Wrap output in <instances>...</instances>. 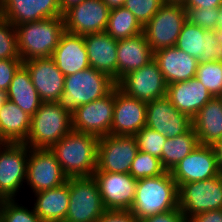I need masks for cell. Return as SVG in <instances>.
<instances>
[{"label": "cell", "mask_w": 222, "mask_h": 222, "mask_svg": "<svg viewBox=\"0 0 222 222\" xmlns=\"http://www.w3.org/2000/svg\"><path fill=\"white\" fill-rule=\"evenodd\" d=\"M98 140L92 134L72 130L50 150L68 178L90 177L97 168Z\"/></svg>", "instance_id": "1"}, {"label": "cell", "mask_w": 222, "mask_h": 222, "mask_svg": "<svg viewBox=\"0 0 222 222\" xmlns=\"http://www.w3.org/2000/svg\"><path fill=\"white\" fill-rule=\"evenodd\" d=\"M179 207L178 186L171 172L137 180L131 214L139 221L143 218Z\"/></svg>", "instance_id": "2"}, {"label": "cell", "mask_w": 222, "mask_h": 222, "mask_svg": "<svg viewBox=\"0 0 222 222\" xmlns=\"http://www.w3.org/2000/svg\"><path fill=\"white\" fill-rule=\"evenodd\" d=\"M21 60L51 57L65 32L63 17H53L15 26Z\"/></svg>", "instance_id": "3"}, {"label": "cell", "mask_w": 222, "mask_h": 222, "mask_svg": "<svg viewBox=\"0 0 222 222\" xmlns=\"http://www.w3.org/2000/svg\"><path fill=\"white\" fill-rule=\"evenodd\" d=\"M116 83L107 74L89 67L65 76L64 90L57 103L71 114L81 105L107 95Z\"/></svg>", "instance_id": "4"}, {"label": "cell", "mask_w": 222, "mask_h": 222, "mask_svg": "<svg viewBox=\"0 0 222 222\" xmlns=\"http://www.w3.org/2000/svg\"><path fill=\"white\" fill-rule=\"evenodd\" d=\"M72 131L71 113L57 102H42L31 117L25 144L30 148L50 149Z\"/></svg>", "instance_id": "5"}, {"label": "cell", "mask_w": 222, "mask_h": 222, "mask_svg": "<svg viewBox=\"0 0 222 222\" xmlns=\"http://www.w3.org/2000/svg\"><path fill=\"white\" fill-rule=\"evenodd\" d=\"M67 182L70 203L64 222H97L106 209L94 178L70 177Z\"/></svg>", "instance_id": "6"}, {"label": "cell", "mask_w": 222, "mask_h": 222, "mask_svg": "<svg viewBox=\"0 0 222 222\" xmlns=\"http://www.w3.org/2000/svg\"><path fill=\"white\" fill-rule=\"evenodd\" d=\"M28 154L25 143H0V200L17 199L26 182Z\"/></svg>", "instance_id": "7"}, {"label": "cell", "mask_w": 222, "mask_h": 222, "mask_svg": "<svg viewBox=\"0 0 222 222\" xmlns=\"http://www.w3.org/2000/svg\"><path fill=\"white\" fill-rule=\"evenodd\" d=\"M179 208L188 220L190 217L222 209V175L203 181L188 182L178 187Z\"/></svg>", "instance_id": "8"}, {"label": "cell", "mask_w": 222, "mask_h": 222, "mask_svg": "<svg viewBox=\"0 0 222 222\" xmlns=\"http://www.w3.org/2000/svg\"><path fill=\"white\" fill-rule=\"evenodd\" d=\"M186 19L181 5L163 4L143 27V33L153 52L175 46Z\"/></svg>", "instance_id": "9"}, {"label": "cell", "mask_w": 222, "mask_h": 222, "mask_svg": "<svg viewBox=\"0 0 222 222\" xmlns=\"http://www.w3.org/2000/svg\"><path fill=\"white\" fill-rule=\"evenodd\" d=\"M115 103V87L104 97L81 105L72 114V130L98 138L110 135Z\"/></svg>", "instance_id": "10"}, {"label": "cell", "mask_w": 222, "mask_h": 222, "mask_svg": "<svg viewBox=\"0 0 222 222\" xmlns=\"http://www.w3.org/2000/svg\"><path fill=\"white\" fill-rule=\"evenodd\" d=\"M139 149L134 136L106 135L97 144V170L129 173Z\"/></svg>", "instance_id": "11"}, {"label": "cell", "mask_w": 222, "mask_h": 222, "mask_svg": "<svg viewBox=\"0 0 222 222\" xmlns=\"http://www.w3.org/2000/svg\"><path fill=\"white\" fill-rule=\"evenodd\" d=\"M116 86L126 95L145 102L166 97L167 94V83L154 59L123 76Z\"/></svg>", "instance_id": "12"}, {"label": "cell", "mask_w": 222, "mask_h": 222, "mask_svg": "<svg viewBox=\"0 0 222 222\" xmlns=\"http://www.w3.org/2000/svg\"><path fill=\"white\" fill-rule=\"evenodd\" d=\"M92 177L98 185L106 210L130 211L135 199L137 179L129 173L102 172L97 169Z\"/></svg>", "instance_id": "13"}, {"label": "cell", "mask_w": 222, "mask_h": 222, "mask_svg": "<svg viewBox=\"0 0 222 222\" xmlns=\"http://www.w3.org/2000/svg\"><path fill=\"white\" fill-rule=\"evenodd\" d=\"M67 178L50 149L29 147L26 183L34 193L59 187Z\"/></svg>", "instance_id": "14"}, {"label": "cell", "mask_w": 222, "mask_h": 222, "mask_svg": "<svg viewBox=\"0 0 222 222\" xmlns=\"http://www.w3.org/2000/svg\"><path fill=\"white\" fill-rule=\"evenodd\" d=\"M110 10L103 0H83L63 12L65 31L81 36L103 32Z\"/></svg>", "instance_id": "15"}, {"label": "cell", "mask_w": 222, "mask_h": 222, "mask_svg": "<svg viewBox=\"0 0 222 222\" xmlns=\"http://www.w3.org/2000/svg\"><path fill=\"white\" fill-rule=\"evenodd\" d=\"M175 46L198 59L199 63L222 62V45L215 38V31L186 21L180 31Z\"/></svg>", "instance_id": "16"}, {"label": "cell", "mask_w": 222, "mask_h": 222, "mask_svg": "<svg viewBox=\"0 0 222 222\" xmlns=\"http://www.w3.org/2000/svg\"><path fill=\"white\" fill-rule=\"evenodd\" d=\"M145 126L167 138H174L192 127V119L175 108L167 97H163L147 102Z\"/></svg>", "instance_id": "17"}, {"label": "cell", "mask_w": 222, "mask_h": 222, "mask_svg": "<svg viewBox=\"0 0 222 222\" xmlns=\"http://www.w3.org/2000/svg\"><path fill=\"white\" fill-rule=\"evenodd\" d=\"M171 175L178 187L184 183L203 181L220 175L213 147L199 144L175 166Z\"/></svg>", "instance_id": "18"}, {"label": "cell", "mask_w": 222, "mask_h": 222, "mask_svg": "<svg viewBox=\"0 0 222 222\" xmlns=\"http://www.w3.org/2000/svg\"><path fill=\"white\" fill-rule=\"evenodd\" d=\"M62 16L59 0H0V17L14 26Z\"/></svg>", "instance_id": "19"}, {"label": "cell", "mask_w": 222, "mask_h": 222, "mask_svg": "<svg viewBox=\"0 0 222 222\" xmlns=\"http://www.w3.org/2000/svg\"><path fill=\"white\" fill-rule=\"evenodd\" d=\"M147 102L130 97L115 86L110 135L135 136L146 125Z\"/></svg>", "instance_id": "20"}, {"label": "cell", "mask_w": 222, "mask_h": 222, "mask_svg": "<svg viewBox=\"0 0 222 222\" xmlns=\"http://www.w3.org/2000/svg\"><path fill=\"white\" fill-rule=\"evenodd\" d=\"M42 102H57L64 90L65 75L52 57L30 59L23 62Z\"/></svg>", "instance_id": "21"}, {"label": "cell", "mask_w": 222, "mask_h": 222, "mask_svg": "<svg viewBox=\"0 0 222 222\" xmlns=\"http://www.w3.org/2000/svg\"><path fill=\"white\" fill-rule=\"evenodd\" d=\"M84 43L90 67L107 74L117 83L118 40L103 31L84 35Z\"/></svg>", "instance_id": "22"}, {"label": "cell", "mask_w": 222, "mask_h": 222, "mask_svg": "<svg viewBox=\"0 0 222 222\" xmlns=\"http://www.w3.org/2000/svg\"><path fill=\"white\" fill-rule=\"evenodd\" d=\"M154 60L157 62L167 85L196 77L198 59L176 46L155 51Z\"/></svg>", "instance_id": "23"}, {"label": "cell", "mask_w": 222, "mask_h": 222, "mask_svg": "<svg viewBox=\"0 0 222 222\" xmlns=\"http://www.w3.org/2000/svg\"><path fill=\"white\" fill-rule=\"evenodd\" d=\"M51 57L65 76L90 67L84 36L79 34L65 31Z\"/></svg>", "instance_id": "24"}, {"label": "cell", "mask_w": 222, "mask_h": 222, "mask_svg": "<svg viewBox=\"0 0 222 222\" xmlns=\"http://www.w3.org/2000/svg\"><path fill=\"white\" fill-rule=\"evenodd\" d=\"M166 97L175 108L191 119L213 98L196 77L167 85Z\"/></svg>", "instance_id": "25"}, {"label": "cell", "mask_w": 222, "mask_h": 222, "mask_svg": "<svg viewBox=\"0 0 222 222\" xmlns=\"http://www.w3.org/2000/svg\"><path fill=\"white\" fill-rule=\"evenodd\" d=\"M154 59L144 33L118 40L117 47V82L126 74L137 70Z\"/></svg>", "instance_id": "26"}, {"label": "cell", "mask_w": 222, "mask_h": 222, "mask_svg": "<svg viewBox=\"0 0 222 222\" xmlns=\"http://www.w3.org/2000/svg\"><path fill=\"white\" fill-rule=\"evenodd\" d=\"M200 145L213 146L222 138V97H213L192 118Z\"/></svg>", "instance_id": "27"}, {"label": "cell", "mask_w": 222, "mask_h": 222, "mask_svg": "<svg viewBox=\"0 0 222 222\" xmlns=\"http://www.w3.org/2000/svg\"><path fill=\"white\" fill-rule=\"evenodd\" d=\"M34 195L36 202L32 208L43 222L65 221L70 203L68 182L56 188L39 191Z\"/></svg>", "instance_id": "28"}, {"label": "cell", "mask_w": 222, "mask_h": 222, "mask_svg": "<svg viewBox=\"0 0 222 222\" xmlns=\"http://www.w3.org/2000/svg\"><path fill=\"white\" fill-rule=\"evenodd\" d=\"M30 126L31 116L6 100L0 110V143H25Z\"/></svg>", "instance_id": "29"}, {"label": "cell", "mask_w": 222, "mask_h": 222, "mask_svg": "<svg viewBox=\"0 0 222 222\" xmlns=\"http://www.w3.org/2000/svg\"><path fill=\"white\" fill-rule=\"evenodd\" d=\"M6 95L7 100L16 104L31 117L42 103L30 74L23 64L15 72Z\"/></svg>", "instance_id": "30"}, {"label": "cell", "mask_w": 222, "mask_h": 222, "mask_svg": "<svg viewBox=\"0 0 222 222\" xmlns=\"http://www.w3.org/2000/svg\"><path fill=\"white\" fill-rule=\"evenodd\" d=\"M197 146H199V140L192 127L186 133L174 138H167L161 156L163 168L171 172Z\"/></svg>", "instance_id": "31"}, {"label": "cell", "mask_w": 222, "mask_h": 222, "mask_svg": "<svg viewBox=\"0 0 222 222\" xmlns=\"http://www.w3.org/2000/svg\"><path fill=\"white\" fill-rule=\"evenodd\" d=\"M105 32L115 40H122L142 33L143 27L128 9L116 7L110 10Z\"/></svg>", "instance_id": "32"}, {"label": "cell", "mask_w": 222, "mask_h": 222, "mask_svg": "<svg viewBox=\"0 0 222 222\" xmlns=\"http://www.w3.org/2000/svg\"><path fill=\"white\" fill-rule=\"evenodd\" d=\"M196 78L213 97H222V62L199 63Z\"/></svg>", "instance_id": "33"}, {"label": "cell", "mask_w": 222, "mask_h": 222, "mask_svg": "<svg viewBox=\"0 0 222 222\" xmlns=\"http://www.w3.org/2000/svg\"><path fill=\"white\" fill-rule=\"evenodd\" d=\"M16 201L15 199L0 200V222H43L34 208L30 210Z\"/></svg>", "instance_id": "34"}, {"label": "cell", "mask_w": 222, "mask_h": 222, "mask_svg": "<svg viewBox=\"0 0 222 222\" xmlns=\"http://www.w3.org/2000/svg\"><path fill=\"white\" fill-rule=\"evenodd\" d=\"M165 172L159 158L139 150L132 162L129 174L138 180L155 177Z\"/></svg>", "instance_id": "35"}, {"label": "cell", "mask_w": 222, "mask_h": 222, "mask_svg": "<svg viewBox=\"0 0 222 222\" xmlns=\"http://www.w3.org/2000/svg\"><path fill=\"white\" fill-rule=\"evenodd\" d=\"M134 137L141 152L148 153L161 160L162 150L167 140L165 135L145 126Z\"/></svg>", "instance_id": "36"}, {"label": "cell", "mask_w": 222, "mask_h": 222, "mask_svg": "<svg viewBox=\"0 0 222 222\" xmlns=\"http://www.w3.org/2000/svg\"><path fill=\"white\" fill-rule=\"evenodd\" d=\"M0 59H21L15 26L0 17Z\"/></svg>", "instance_id": "37"}, {"label": "cell", "mask_w": 222, "mask_h": 222, "mask_svg": "<svg viewBox=\"0 0 222 222\" xmlns=\"http://www.w3.org/2000/svg\"><path fill=\"white\" fill-rule=\"evenodd\" d=\"M163 4L162 0H125L123 7L134 14L140 25L144 27Z\"/></svg>", "instance_id": "38"}, {"label": "cell", "mask_w": 222, "mask_h": 222, "mask_svg": "<svg viewBox=\"0 0 222 222\" xmlns=\"http://www.w3.org/2000/svg\"><path fill=\"white\" fill-rule=\"evenodd\" d=\"M221 7L214 8H184L188 22L197 25L204 30L215 31L218 26V17Z\"/></svg>", "instance_id": "39"}, {"label": "cell", "mask_w": 222, "mask_h": 222, "mask_svg": "<svg viewBox=\"0 0 222 222\" xmlns=\"http://www.w3.org/2000/svg\"><path fill=\"white\" fill-rule=\"evenodd\" d=\"M22 64L21 59H0V90L8 91L15 72Z\"/></svg>", "instance_id": "40"}, {"label": "cell", "mask_w": 222, "mask_h": 222, "mask_svg": "<svg viewBox=\"0 0 222 222\" xmlns=\"http://www.w3.org/2000/svg\"><path fill=\"white\" fill-rule=\"evenodd\" d=\"M139 222H187L185 215L180 208L172 209L143 218Z\"/></svg>", "instance_id": "41"}, {"label": "cell", "mask_w": 222, "mask_h": 222, "mask_svg": "<svg viewBox=\"0 0 222 222\" xmlns=\"http://www.w3.org/2000/svg\"><path fill=\"white\" fill-rule=\"evenodd\" d=\"M97 222H139L130 211L106 210Z\"/></svg>", "instance_id": "42"}, {"label": "cell", "mask_w": 222, "mask_h": 222, "mask_svg": "<svg viewBox=\"0 0 222 222\" xmlns=\"http://www.w3.org/2000/svg\"><path fill=\"white\" fill-rule=\"evenodd\" d=\"M187 222H222V209L198 213L190 217Z\"/></svg>", "instance_id": "43"}, {"label": "cell", "mask_w": 222, "mask_h": 222, "mask_svg": "<svg viewBox=\"0 0 222 222\" xmlns=\"http://www.w3.org/2000/svg\"><path fill=\"white\" fill-rule=\"evenodd\" d=\"M222 7V0H185L183 8Z\"/></svg>", "instance_id": "44"}, {"label": "cell", "mask_w": 222, "mask_h": 222, "mask_svg": "<svg viewBox=\"0 0 222 222\" xmlns=\"http://www.w3.org/2000/svg\"><path fill=\"white\" fill-rule=\"evenodd\" d=\"M212 147L215 151L219 172L222 175V138L218 142H216Z\"/></svg>", "instance_id": "45"}, {"label": "cell", "mask_w": 222, "mask_h": 222, "mask_svg": "<svg viewBox=\"0 0 222 222\" xmlns=\"http://www.w3.org/2000/svg\"><path fill=\"white\" fill-rule=\"evenodd\" d=\"M83 0H59L62 11L64 12L66 9L71 6L82 2Z\"/></svg>", "instance_id": "46"}, {"label": "cell", "mask_w": 222, "mask_h": 222, "mask_svg": "<svg viewBox=\"0 0 222 222\" xmlns=\"http://www.w3.org/2000/svg\"><path fill=\"white\" fill-rule=\"evenodd\" d=\"M105 4L110 8L123 7L125 0H103Z\"/></svg>", "instance_id": "47"}, {"label": "cell", "mask_w": 222, "mask_h": 222, "mask_svg": "<svg viewBox=\"0 0 222 222\" xmlns=\"http://www.w3.org/2000/svg\"><path fill=\"white\" fill-rule=\"evenodd\" d=\"M164 4H173L184 6L185 0H162Z\"/></svg>", "instance_id": "48"}, {"label": "cell", "mask_w": 222, "mask_h": 222, "mask_svg": "<svg viewBox=\"0 0 222 222\" xmlns=\"http://www.w3.org/2000/svg\"><path fill=\"white\" fill-rule=\"evenodd\" d=\"M7 100L6 92L3 90H0V110L4 105V102Z\"/></svg>", "instance_id": "49"}, {"label": "cell", "mask_w": 222, "mask_h": 222, "mask_svg": "<svg viewBox=\"0 0 222 222\" xmlns=\"http://www.w3.org/2000/svg\"><path fill=\"white\" fill-rule=\"evenodd\" d=\"M215 38L222 45V30H218V29L215 30Z\"/></svg>", "instance_id": "50"}, {"label": "cell", "mask_w": 222, "mask_h": 222, "mask_svg": "<svg viewBox=\"0 0 222 222\" xmlns=\"http://www.w3.org/2000/svg\"><path fill=\"white\" fill-rule=\"evenodd\" d=\"M218 30H222V7L220 8V13H219V17H218V26H217Z\"/></svg>", "instance_id": "51"}]
</instances>
